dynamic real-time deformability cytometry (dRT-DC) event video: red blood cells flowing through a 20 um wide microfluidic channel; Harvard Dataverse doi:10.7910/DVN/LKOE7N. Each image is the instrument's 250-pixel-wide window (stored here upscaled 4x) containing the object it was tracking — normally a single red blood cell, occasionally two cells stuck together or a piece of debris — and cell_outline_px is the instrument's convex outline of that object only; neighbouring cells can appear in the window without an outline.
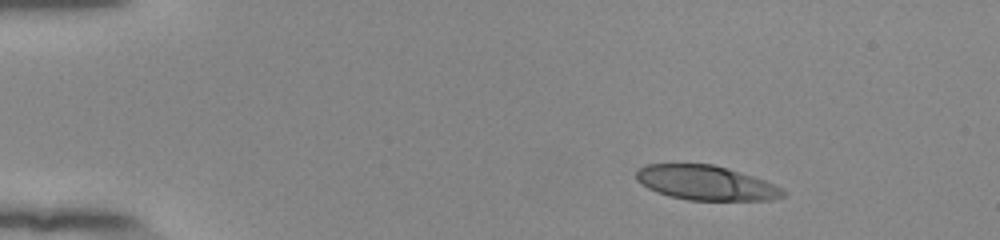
{"species": "human", "species_latin": "Homo sapiens", "temperature_condition": "room temperature", "stored_images_in_passage": 46, "camera_frame_rate_fps": 3000, "um_per_image_px": 0.085, "donor": {"sex": "female"}, "frame": {"image": 1, "passage_image": 1, "time_ms": 0.0, "image_size_px": [1000, 240], "cell_outline_px": [[788, 192], [784, 196], [772, 200], [688, 200], [668, 196], [656, 192], [648, 188], [636, 180], [636, 172], [640, 168], [648, 164], [712, 164], [740, 172], [764, 180]], "centroid_in_image_um": [59.99, 15.55], "position_along_channel_um": 25.0, "area_um2": 29.42}}
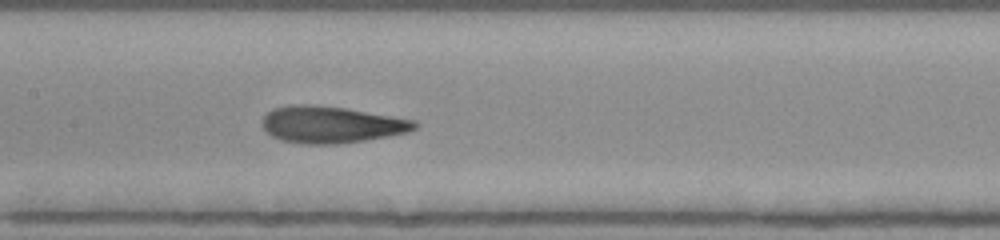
{"frame": {"image": 2, "passage_image": 20, "time_ms": 6.333, "image_size_px": [1000, 240], "cell_outline_px": [[420, 124], [416, 128], [408, 132], [388, 136], [364, 140], [336, 144], [304, 144], [280, 140], [272, 136], [260, 124], [260, 120], [272, 108], [292, 104], [316, 104], [344, 108], [416, 120]], "centroid_in_image_um": [28.13, 10.58], "position_along_channel_um": 179.3, "area_um2": 32.83}}
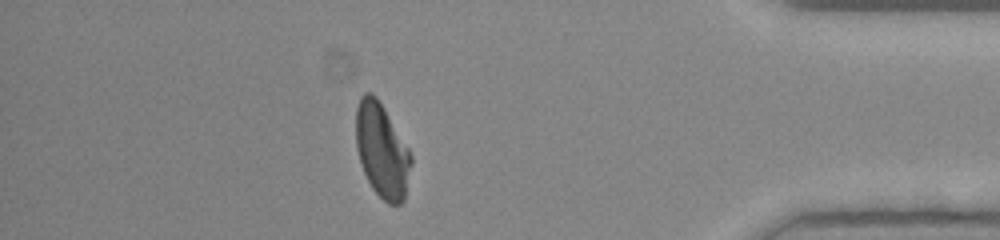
{"frame": {"image": 3, "passage_image": 40, "time_ms": 13.0, "image_size_px": [1000, 240], "cell_outline_px": [[412, 164], [404, 200], [400, 204], [388, 204], [372, 188], [360, 164], [356, 148], [356, 108], [360, 96], [364, 92], [372, 92], [376, 96], [384, 108], [408, 148], [412, 156]], "centroid_in_image_um": [32.45, 12.78], "position_along_channel_um": 402.7, "area_um2": 30.29}, "authors_computed_cell_mechanics": {"area_um2": 31.7033, "velocity_mm_per_s": 3.8769, "shape_relaxation_time_tau1_ms": 7.9688, "shape_relaxation_time_tau2_ms": 1.4643, "deformation_change_tau1": 0.2518, "deformation_change_tau2": 0.0873}}